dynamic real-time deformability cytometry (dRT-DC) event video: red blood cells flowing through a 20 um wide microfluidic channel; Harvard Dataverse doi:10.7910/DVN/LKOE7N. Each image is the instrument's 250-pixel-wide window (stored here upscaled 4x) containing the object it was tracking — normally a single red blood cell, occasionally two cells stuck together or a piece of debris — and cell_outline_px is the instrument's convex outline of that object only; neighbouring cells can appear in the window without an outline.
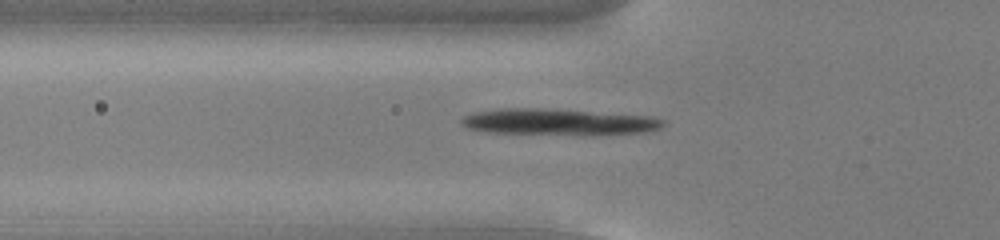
{"species": "common noctule bat (a hibernating species)", "species_latin": "Nyctalus noctula", "temperature_condition": "cold", "stored_images_in_passage": 50, "camera_frame_rate_fps": 3000, "um_per_image_px": 0.085, "animal": {"sex": "male", "body_mass_g": 13.0, "forearm_length_mm": 53.1}, "frame": {"image": 1, "passage_image": 15, "time_ms": 4.667, "image_size_px": [1000, 240], "cell_outline_px": [[668, 120], [660, 128], [644, 132], [592, 136], [488, 132], [468, 128], [460, 124], [460, 120], [464, 116], [472, 112], [500, 108], [536, 108], [652, 116]], "centroid_in_image_um": [47.5, 10.38], "position_along_channel_um": 78.3, "area_um2": 31.44}}
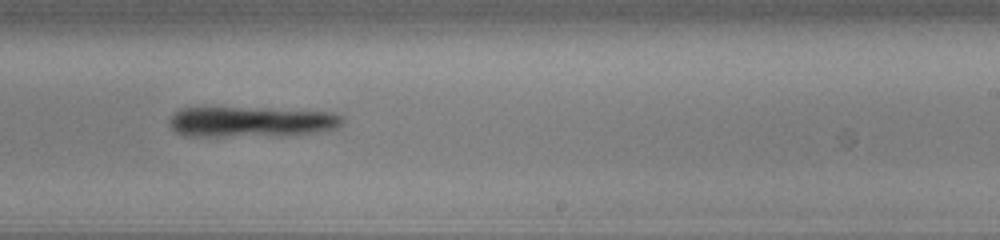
{"frame": {"image": 2, "passage_image": 30, "time_ms": 9.667, "image_size_px": [1000, 240], "cell_outline_px": [[344, 120], [336, 128], [312, 132], [280, 136], [184, 136], [176, 132], [168, 124], [168, 120], [180, 108], [264, 108], [336, 112], [344, 116]], "centroid_in_image_um": [21.35, 10.35], "position_along_channel_um": 267.6, "area_um2": 30.92}}
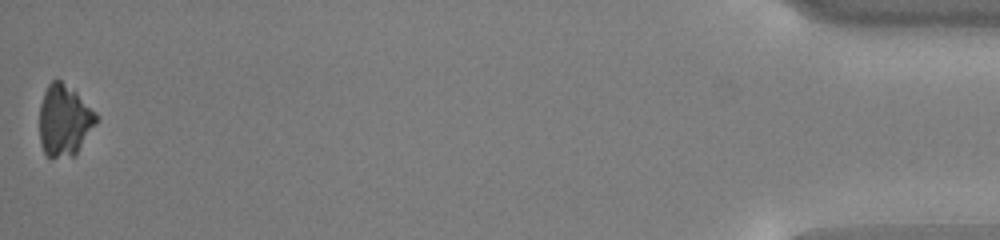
{"frame": {"image": 3, "passage_image": 50, "time_ms": 16.333, "image_size_px": [1000, 240], "cell_outline_px": [[100, 120], [76, 152], [72, 156], [52, 160], [44, 152], [40, 144], [40, 104], [44, 92], [48, 84], [56, 76], [76, 92], [100, 116]], "centroid_in_image_um": [5.47, 10.23], "position_along_channel_um": 429.7, "area_um2": 23.99}}